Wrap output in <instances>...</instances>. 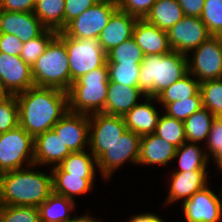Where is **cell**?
Here are the masks:
<instances>
[{
	"mask_svg": "<svg viewBox=\"0 0 222 222\" xmlns=\"http://www.w3.org/2000/svg\"><path fill=\"white\" fill-rule=\"evenodd\" d=\"M75 201L52 192L38 207L41 222H75L80 217L70 218L69 211L75 207Z\"/></svg>",
	"mask_w": 222,
	"mask_h": 222,
	"instance_id": "obj_26",
	"label": "cell"
},
{
	"mask_svg": "<svg viewBox=\"0 0 222 222\" xmlns=\"http://www.w3.org/2000/svg\"><path fill=\"white\" fill-rule=\"evenodd\" d=\"M71 153L53 129L34 138V166L39 164L58 166Z\"/></svg>",
	"mask_w": 222,
	"mask_h": 222,
	"instance_id": "obj_19",
	"label": "cell"
},
{
	"mask_svg": "<svg viewBox=\"0 0 222 222\" xmlns=\"http://www.w3.org/2000/svg\"><path fill=\"white\" fill-rule=\"evenodd\" d=\"M190 76L191 74L188 73L164 89L156 96V100L161 102L163 106H166L168 103L182 101L195 96L200 91V82Z\"/></svg>",
	"mask_w": 222,
	"mask_h": 222,
	"instance_id": "obj_29",
	"label": "cell"
},
{
	"mask_svg": "<svg viewBox=\"0 0 222 222\" xmlns=\"http://www.w3.org/2000/svg\"><path fill=\"white\" fill-rule=\"evenodd\" d=\"M89 116L68 111L52 128L72 153L84 151L89 143Z\"/></svg>",
	"mask_w": 222,
	"mask_h": 222,
	"instance_id": "obj_15",
	"label": "cell"
},
{
	"mask_svg": "<svg viewBox=\"0 0 222 222\" xmlns=\"http://www.w3.org/2000/svg\"><path fill=\"white\" fill-rule=\"evenodd\" d=\"M19 125L18 102L15 95L0 99V134Z\"/></svg>",
	"mask_w": 222,
	"mask_h": 222,
	"instance_id": "obj_40",
	"label": "cell"
},
{
	"mask_svg": "<svg viewBox=\"0 0 222 222\" xmlns=\"http://www.w3.org/2000/svg\"><path fill=\"white\" fill-rule=\"evenodd\" d=\"M108 87L107 66L99 67L81 76L67 91L68 111L86 115L104 113Z\"/></svg>",
	"mask_w": 222,
	"mask_h": 222,
	"instance_id": "obj_4",
	"label": "cell"
},
{
	"mask_svg": "<svg viewBox=\"0 0 222 222\" xmlns=\"http://www.w3.org/2000/svg\"><path fill=\"white\" fill-rule=\"evenodd\" d=\"M154 134L158 135L176 148H179L187 141L184 122L170 117L167 114L159 117Z\"/></svg>",
	"mask_w": 222,
	"mask_h": 222,
	"instance_id": "obj_32",
	"label": "cell"
},
{
	"mask_svg": "<svg viewBox=\"0 0 222 222\" xmlns=\"http://www.w3.org/2000/svg\"><path fill=\"white\" fill-rule=\"evenodd\" d=\"M93 180L65 173L59 166H54L52 169L53 192L71 200H74L75 195L89 192L93 187Z\"/></svg>",
	"mask_w": 222,
	"mask_h": 222,
	"instance_id": "obj_24",
	"label": "cell"
},
{
	"mask_svg": "<svg viewBox=\"0 0 222 222\" xmlns=\"http://www.w3.org/2000/svg\"><path fill=\"white\" fill-rule=\"evenodd\" d=\"M129 222H163L159 216L152 213L136 215Z\"/></svg>",
	"mask_w": 222,
	"mask_h": 222,
	"instance_id": "obj_47",
	"label": "cell"
},
{
	"mask_svg": "<svg viewBox=\"0 0 222 222\" xmlns=\"http://www.w3.org/2000/svg\"><path fill=\"white\" fill-rule=\"evenodd\" d=\"M140 95L144 94L138 87L109 82L104 113L124 117L128 111L138 104L137 100Z\"/></svg>",
	"mask_w": 222,
	"mask_h": 222,
	"instance_id": "obj_22",
	"label": "cell"
},
{
	"mask_svg": "<svg viewBox=\"0 0 222 222\" xmlns=\"http://www.w3.org/2000/svg\"><path fill=\"white\" fill-rule=\"evenodd\" d=\"M31 72L34 86L69 90L71 75L68 54L65 43L58 36L31 66Z\"/></svg>",
	"mask_w": 222,
	"mask_h": 222,
	"instance_id": "obj_5",
	"label": "cell"
},
{
	"mask_svg": "<svg viewBox=\"0 0 222 222\" xmlns=\"http://www.w3.org/2000/svg\"><path fill=\"white\" fill-rule=\"evenodd\" d=\"M68 54L71 84L81 76L102 66H107V53L98 38L75 39L58 31Z\"/></svg>",
	"mask_w": 222,
	"mask_h": 222,
	"instance_id": "obj_6",
	"label": "cell"
},
{
	"mask_svg": "<svg viewBox=\"0 0 222 222\" xmlns=\"http://www.w3.org/2000/svg\"><path fill=\"white\" fill-rule=\"evenodd\" d=\"M8 94L6 93L5 89L2 86L1 80H0V99L7 97Z\"/></svg>",
	"mask_w": 222,
	"mask_h": 222,
	"instance_id": "obj_50",
	"label": "cell"
},
{
	"mask_svg": "<svg viewBox=\"0 0 222 222\" xmlns=\"http://www.w3.org/2000/svg\"><path fill=\"white\" fill-rule=\"evenodd\" d=\"M156 1L157 0H117V6L129 15L135 16L138 19H144Z\"/></svg>",
	"mask_w": 222,
	"mask_h": 222,
	"instance_id": "obj_41",
	"label": "cell"
},
{
	"mask_svg": "<svg viewBox=\"0 0 222 222\" xmlns=\"http://www.w3.org/2000/svg\"><path fill=\"white\" fill-rule=\"evenodd\" d=\"M185 16L199 17L202 15L205 0H177Z\"/></svg>",
	"mask_w": 222,
	"mask_h": 222,
	"instance_id": "obj_46",
	"label": "cell"
},
{
	"mask_svg": "<svg viewBox=\"0 0 222 222\" xmlns=\"http://www.w3.org/2000/svg\"><path fill=\"white\" fill-rule=\"evenodd\" d=\"M202 107L214 116L222 117V79L200 82Z\"/></svg>",
	"mask_w": 222,
	"mask_h": 222,
	"instance_id": "obj_34",
	"label": "cell"
},
{
	"mask_svg": "<svg viewBox=\"0 0 222 222\" xmlns=\"http://www.w3.org/2000/svg\"><path fill=\"white\" fill-rule=\"evenodd\" d=\"M167 203L185 198L190 199L197 191L207 186L206 171L173 172Z\"/></svg>",
	"mask_w": 222,
	"mask_h": 222,
	"instance_id": "obj_21",
	"label": "cell"
},
{
	"mask_svg": "<svg viewBox=\"0 0 222 222\" xmlns=\"http://www.w3.org/2000/svg\"><path fill=\"white\" fill-rule=\"evenodd\" d=\"M209 154L203 153L202 149L194 143L189 145L183 143L179 148H176L175 158H179L180 168L177 172L190 171H206Z\"/></svg>",
	"mask_w": 222,
	"mask_h": 222,
	"instance_id": "obj_30",
	"label": "cell"
},
{
	"mask_svg": "<svg viewBox=\"0 0 222 222\" xmlns=\"http://www.w3.org/2000/svg\"><path fill=\"white\" fill-rule=\"evenodd\" d=\"M188 57L176 51L163 55H145L140 65L139 90L145 97H156L188 74Z\"/></svg>",
	"mask_w": 222,
	"mask_h": 222,
	"instance_id": "obj_3",
	"label": "cell"
},
{
	"mask_svg": "<svg viewBox=\"0 0 222 222\" xmlns=\"http://www.w3.org/2000/svg\"><path fill=\"white\" fill-rule=\"evenodd\" d=\"M36 0H0V10L33 12Z\"/></svg>",
	"mask_w": 222,
	"mask_h": 222,
	"instance_id": "obj_45",
	"label": "cell"
},
{
	"mask_svg": "<svg viewBox=\"0 0 222 222\" xmlns=\"http://www.w3.org/2000/svg\"><path fill=\"white\" fill-rule=\"evenodd\" d=\"M52 192V173L21 168L0 174V205L39 207Z\"/></svg>",
	"mask_w": 222,
	"mask_h": 222,
	"instance_id": "obj_2",
	"label": "cell"
},
{
	"mask_svg": "<svg viewBox=\"0 0 222 222\" xmlns=\"http://www.w3.org/2000/svg\"><path fill=\"white\" fill-rule=\"evenodd\" d=\"M58 32L46 29L40 36L23 43L20 53L22 60L32 66L36 60L45 52L49 43L57 36Z\"/></svg>",
	"mask_w": 222,
	"mask_h": 222,
	"instance_id": "obj_35",
	"label": "cell"
},
{
	"mask_svg": "<svg viewBox=\"0 0 222 222\" xmlns=\"http://www.w3.org/2000/svg\"><path fill=\"white\" fill-rule=\"evenodd\" d=\"M137 20V17L129 15L118 8L98 37L104 51L107 53L113 47L131 38Z\"/></svg>",
	"mask_w": 222,
	"mask_h": 222,
	"instance_id": "obj_18",
	"label": "cell"
},
{
	"mask_svg": "<svg viewBox=\"0 0 222 222\" xmlns=\"http://www.w3.org/2000/svg\"><path fill=\"white\" fill-rule=\"evenodd\" d=\"M144 54L133 37L107 52V63L141 64Z\"/></svg>",
	"mask_w": 222,
	"mask_h": 222,
	"instance_id": "obj_33",
	"label": "cell"
},
{
	"mask_svg": "<svg viewBox=\"0 0 222 222\" xmlns=\"http://www.w3.org/2000/svg\"><path fill=\"white\" fill-rule=\"evenodd\" d=\"M15 96L19 125L33 138L52 129L68 112V94L57 88L34 86Z\"/></svg>",
	"mask_w": 222,
	"mask_h": 222,
	"instance_id": "obj_1",
	"label": "cell"
},
{
	"mask_svg": "<svg viewBox=\"0 0 222 222\" xmlns=\"http://www.w3.org/2000/svg\"><path fill=\"white\" fill-rule=\"evenodd\" d=\"M207 139V149H209L210 153L213 155L220 149V145L222 144V117L214 118Z\"/></svg>",
	"mask_w": 222,
	"mask_h": 222,
	"instance_id": "obj_44",
	"label": "cell"
},
{
	"mask_svg": "<svg viewBox=\"0 0 222 222\" xmlns=\"http://www.w3.org/2000/svg\"><path fill=\"white\" fill-rule=\"evenodd\" d=\"M200 19L213 36H222V0H205Z\"/></svg>",
	"mask_w": 222,
	"mask_h": 222,
	"instance_id": "obj_38",
	"label": "cell"
},
{
	"mask_svg": "<svg viewBox=\"0 0 222 222\" xmlns=\"http://www.w3.org/2000/svg\"><path fill=\"white\" fill-rule=\"evenodd\" d=\"M33 13L47 29L58 32L65 27V0H36Z\"/></svg>",
	"mask_w": 222,
	"mask_h": 222,
	"instance_id": "obj_27",
	"label": "cell"
},
{
	"mask_svg": "<svg viewBox=\"0 0 222 222\" xmlns=\"http://www.w3.org/2000/svg\"><path fill=\"white\" fill-rule=\"evenodd\" d=\"M0 222H41L36 206L0 205Z\"/></svg>",
	"mask_w": 222,
	"mask_h": 222,
	"instance_id": "obj_37",
	"label": "cell"
},
{
	"mask_svg": "<svg viewBox=\"0 0 222 222\" xmlns=\"http://www.w3.org/2000/svg\"><path fill=\"white\" fill-rule=\"evenodd\" d=\"M100 0H65V26Z\"/></svg>",
	"mask_w": 222,
	"mask_h": 222,
	"instance_id": "obj_42",
	"label": "cell"
},
{
	"mask_svg": "<svg viewBox=\"0 0 222 222\" xmlns=\"http://www.w3.org/2000/svg\"><path fill=\"white\" fill-rule=\"evenodd\" d=\"M186 222H219L222 219V202L206 186L188 200H183Z\"/></svg>",
	"mask_w": 222,
	"mask_h": 222,
	"instance_id": "obj_14",
	"label": "cell"
},
{
	"mask_svg": "<svg viewBox=\"0 0 222 222\" xmlns=\"http://www.w3.org/2000/svg\"><path fill=\"white\" fill-rule=\"evenodd\" d=\"M117 9V1L100 0L70 21L61 31L75 39L98 38Z\"/></svg>",
	"mask_w": 222,
	"mask_h": 222,
	"instance_id": "obj_8",
	"label": "cell"
},
{
	"mask_svg": "<svg viewBox=\"0 0 222 222\" xmlns=\"http://www.w3.org/2000/svg\"><path fill=\"white\" fill-rule=\"evenodd\" d=\"M194 51L192 61L188 59V73L199 82L222 79V36L212 35Z\"/></svg>",
	"mask_w": 222,
	"mask_h": 222,
	"instance_id": "obj_9",
	"label": "cell"
},
{
	"mask_svg": "<svg viewBox=\"0 0 222 222\" xmlns=\"http://www.w3.org/2000/svg\"><path fill=\"white\" fill-rule=\"evenodd\" d=\"M46 29L33 12L0 10V33L15 35L23 43L37 38Z\"/></svg>",
	"mask_w": 222,
	"mask_h": 222,
	"instance_id": "obj_16",
	"label": "cell"
},
{
	"mask_svg": "<svg viewBox=\"0 0 222 222\" xmlns=\"http://www.w3.org/2000/svg\"><path fill=\"white\" fill-rule=\"evenodd\" d=\"M89 123L88 144L96 160L127 130L122 116L110 115L103 112L89 116Z\"/></svg>",
	"mask_w": 222,
	"mask_h": 222,
	"instance_id": "obj_10",
	"label": "cell"
},
{
	"mask_svg": "<svg viewBox=\"0 0 222 222\" xmlns=\"http://www.w3.org/2000/svg\"><path fill=\"white\" fill-rule=\"evenodd\" d=\"M176 147L152 133L141 136L139 164L167 165L174 159Z\"/></svg>",
	"mask_w": 222,
	"mask_h": 222,
	"instance_id": "obj_23",
	"label": "cell"
},
{
	"mask_svg": "<svg viewBox=\"0 0 222 222\" xmlns=\"http://www.w3.org/2000/svg\"><path fill=\"white\" fill-rule=\"evenodd\" d=\"M0 80L8 95H17L34 87L31 66L20 56L0 52Z\"/></svg>",
	"mask_w": 222,
	"mask_h": 222,
	"instance_id": "obj_13",
	"label": "cell"
},
{
	"mask_svg": "<svg viewBox=\"0 0 222 222\" xmlns=\"http://www.w3.org/2000/svg\"><path fill=\"white\" fill-rule=\"evenodd\" d=\"M202 108V100L200 91L193 97L183 99L182 101H175L168 103L165 110L170 117L177 120L185 121L190 115Z\"/></svg>",
	"mask_w": 222,
	"mask_h": 222,
	"instance_id": "obj_39",
	"label": "cell"
},
{
	"mask_svg": "<svg viewBox=\"0 0 222 222\" xmlns=\"http://www.w3.org/2000/svg\"><path fill=\"white\" fill-rule=\"evenodd\" d=\"M167 34L172 51L185 55L212 36L203 21L192 16H184L167 31Z\"/></svg>",
	"mask_w": 222,
	"mask_h": 222,
	"instance_id": "obj_12",
	"label": "cell"
},
{
	"mask_svg": "<svg viewBox=\"0 0 222 222\" xmlns=\"http://www.w3.org/2000/svg\"><path fill=\"white\" fill-rule=\"evenodd\" d=\"M140 65L107 63L109 82L138 87Z\"/></svg>",
	"mask_w": 222,
	"mask_h": 222,
	"instance_id": "obj_36",
	"label": "cell"
},
{
	"mask_svg": "<svg viewBox=\"0 0 222 222\" xmlns=\"http://www.w3.org/2000/svg\"><path fill=\"white\" fill-rule=\"evenodd\" d=\"M212 157L215 158V163L217 162L218 167L222 170V144L220 145V149L214 153Z\"/></svg>",
	"mask_w": 222,
	"mask_h": 222,
	"instance_id": "obj_48",
	"label": "cell"
},
{
	"mask_svg": "<svg viewBox=\"0 0 222 222\" xmlns=\"http://www.w3.org/2000/svg\"><path fill=\"white\" fill-rule=\"evenodd\" d=\"M141 136L126 130V132L113 142L106 152L97 159V167L106 179L125 161L138 164Z\"/></svg>",
	"mask_w": 222,
	"mask_h": 222,
	"instance_id": "obj_11",
	"label": "cell"
},
{
	"mask_svg": "<svg viewBox=\"0 0 222 222\" xmlns=\"http://www.w3.org/2000/svg\"><path fill=\"white\" fill-rule=\"evenodd\" d=\"M132 37L144 55H163L172 51L167 31L148 23L145 19L136 21Z\"/></svg>",
	"mask_w": 222,
	"mask_h": 222,
	"instance_id": "obj_17",
	"label": "cell"
},
{
	"mask_svg": "<svg viewBox=\"0 0 222 222\" xmlns=\"http://www.w3.org/2000/svg\"><path fill=\"white\" fill-rule=\"evenodd\" d=\"M23 42L12 34L0 33V52L20 56Z\"/></svg>",
	"mask_w": 222,
	"mask_h": 222,
	"instance_id": "obj_43",
	"label": "cell"
},
{
	"mask_svg": "<svg viewBox=\"0 0 222 222\" xmlns=\"http://www.w3.org/2000/svg\"><path fill=\"white\" fill-rule=\"evenodd\" d=\"M215 117L204 107L190 115L184 121L187 143H196L207 139Z\"/></svg>",
	"mask_w": 222,
	"mask_h": 222,
	"instance_id": "obj_28",
	"label": "cell"
},
{
	"mask_svg": "<svg viewBox=\"0 0 222 222\" xmlns=\"http://www.w3.org/2000/svg\"><path fill=\"white\" fill-rule=\"evenodd\" d=\"M34 166V138L20 125L0 134V174Z\"/></svg>",
	"mask_w": 222,
	"mask_h": 222,
	"instance_id": "obj_7",
	"label": "cell"
},
{
	"mask_svg": "<svg viewBox=\"0 0 222 222\" xmlns=\"http://www.w3.org/2000/svg\"><path fill=\"white\" fill-rule=\"evenodd\" d=\"M184 16L177 0H157L144 19L161 30L168 31Z\"/></svg>",
	"mask_w": 222,
	"mask_h": 222,
	"instance_id": "obj_25",
	"label": "cell"
},
{
	"mask_svg": "<svg viewBox=\"0 0 222 222\" xmlns=\"http://www.w3.org/2000/svg\"><path fill=\"white\" fill-rule=\"evenodd\" d=\"M94 163L97 165V160L95 159L94 155L82 151L71 153L58 166L65 173H69L70 175L82 176V179H94Z\"/></svg>",
	"mask_w": 222,
	"mask_h": 222,
	"instance_id": "obj_31",
	"label": "cell"
},
{
	"mask_svg": "<svg viewBox=\"0 0 222 222\" xmlns=\"http://www.w3.org/2000/svg\"><path fill=\"white\" fill-rule=\"evenodd\" d=\"M144 99L146 102L136 104L123 117L127 130L139 136L154 133L159 120V114L150 102L153 99L155 101L156 97H145Z\"/></svg>",
	"mask_w": 222,
	"mask_h": 222,
	"instance_id": "obj_20",
	"label": "cell"
},
{
	"mask_svg": "<svg viewBox=\"0 0 222 222\" xmlns=\"http://www.w3.org/2000/svg\"><path fill=\"white\" fill-rule=\"evenodd\" d=\"M75 222H100V221H98V220H95V219H93V218H91L90 216H80V218L77 220V221H75Z\"/></svg>",
	"mask_w": 222,
	"mask_h": 222,
	"instance_id": "obj_49",
	"label": "cell"
}]
</instances>
